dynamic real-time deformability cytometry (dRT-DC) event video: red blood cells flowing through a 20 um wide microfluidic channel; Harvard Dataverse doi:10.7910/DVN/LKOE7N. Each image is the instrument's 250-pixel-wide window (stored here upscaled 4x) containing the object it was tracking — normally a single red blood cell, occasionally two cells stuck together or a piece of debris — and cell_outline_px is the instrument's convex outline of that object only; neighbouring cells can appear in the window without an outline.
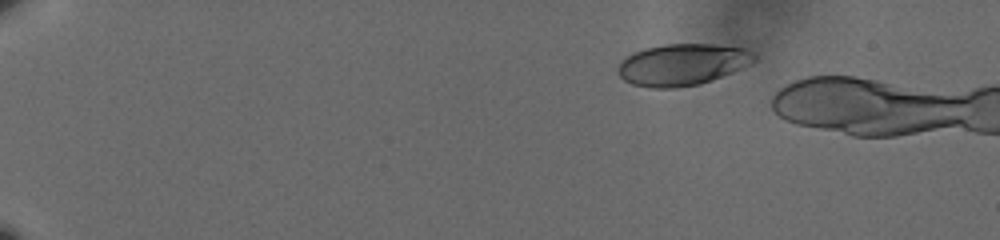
{"species": "human", "species_latin": "Homo sapiens", "temperature_condition": "cold", "stored_images_in_passage": 22, "camera_frame_rate_fps": 3000, "um_per_image_px": 0.085, "donor": {"sex": "male"}, "frame": {"image": 1, "passage_image": 10, "time_ms": 3.0, "image_size_px": [1000, 240], "cell_outline_px": [[756, 60], [732, 72], [712, 80], [700, 84], [676, 88], [648, 88], [632, 84], [624, 80], [616, 72], [620, 60], [632, 52], [644, 48], [664, 44], [712, 44], [744, 48], [752, 52], [756, 56]], "centroid_in_image_um": [57.94, 5.49], "position_along_channel_um": 27.1, "area_um2": 33.23}}